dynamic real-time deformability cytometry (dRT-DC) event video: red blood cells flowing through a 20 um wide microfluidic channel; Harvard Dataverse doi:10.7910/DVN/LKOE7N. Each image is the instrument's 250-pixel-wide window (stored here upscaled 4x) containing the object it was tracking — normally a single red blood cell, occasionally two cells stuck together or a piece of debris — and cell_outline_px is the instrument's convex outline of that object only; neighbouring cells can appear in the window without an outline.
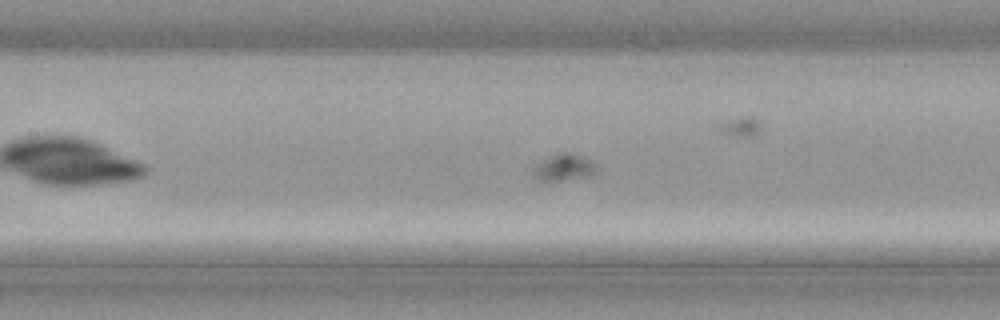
{"species": "common noctule bat (a hibernating species)", "species_latin": "Nyctalus noctula", "temperature_condition": "cold", "stored_images_in_passage": 30, "camera_frame_rate_fps": 3000, "um_per_image_px": 0.085, "animal": {"sex": "male", "body_mass_g": 21.5, "forearm_length_mm": 52.0}, "frame": {"image": 1, "passage_image": 14, "time_ms": 4.333, "image_size_px": [1000, 320], "cell_outline_px": [[596, 172], [588, 176], [560, 180], [536, 180], [528, 168], [556, 152], [572, 152], [584, 156], [592, 160], [596, 164]], "centroid_in_image_um": [47.87, 14.19], "position_along_channel_um": 159.5, "area_um2": 10.23}}
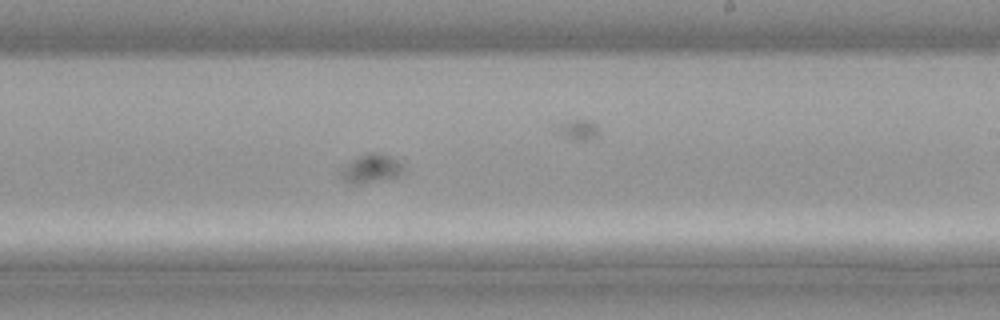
{"frame": {"image": 2, "passage_image": 21, "time_ms": 6.667, "image_size_px": [1000, 320], "cell_outline_px": [[404, 168], [396, 176], [356, 184], [352, 184], [344, 180], [340, 176], [340, 168], [352, 160], [368, 152], [380, 152], [392, 156], [404, 164]], "centroid_in_image_um": [31.53, 14.29], "position_along_channel_um": 257.5, "area_um2": 10.29}}
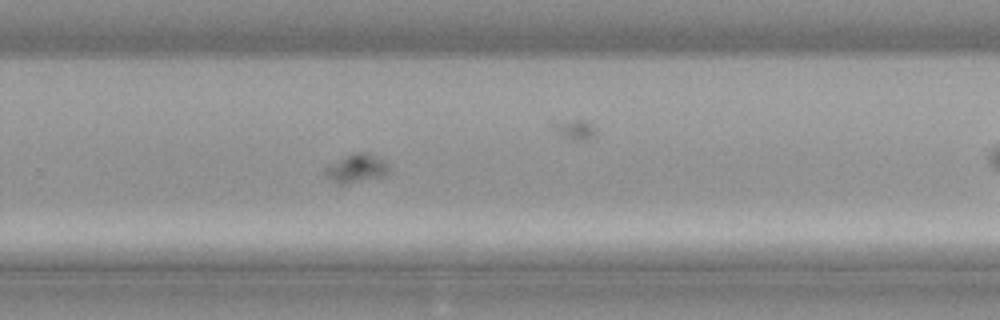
{"frame": {"image": 3, "passage_image": 24, "time_ms": 7.667, "image_size_px": [1000, 320], "cell_outline_px": [[388, 172], [384, 176], [344, 184], [336, 184], [324, 172], [324, 168], [344, 156], [352, 152], [360, 152], [384, 160], [388, 164]], "centroid_in_image_um": [30.28, 14.32], "position_along_channel_um": 299.5, "area_um2": 10.29}}